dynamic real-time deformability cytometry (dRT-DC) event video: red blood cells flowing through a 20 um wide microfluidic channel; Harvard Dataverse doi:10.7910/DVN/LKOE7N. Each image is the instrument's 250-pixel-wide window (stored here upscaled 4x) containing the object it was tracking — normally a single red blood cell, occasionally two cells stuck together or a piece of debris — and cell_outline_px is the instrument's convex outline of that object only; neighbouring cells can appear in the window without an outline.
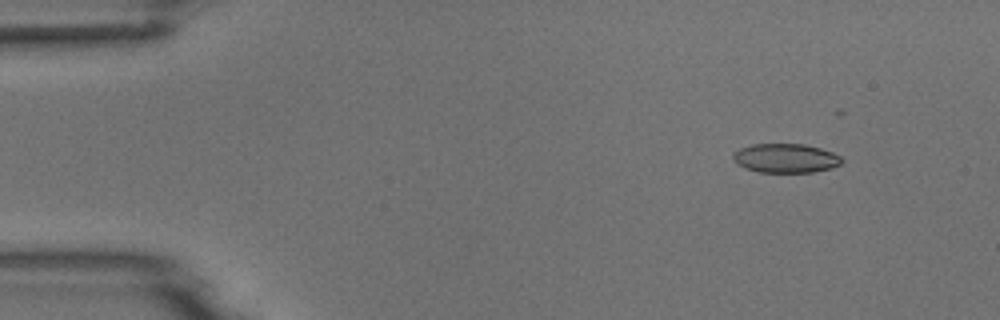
{"species": "common noctule bat (a hibernating species)", "species_latin": "Nyctalus noctula", "temperature_condition": "room temperature", "stored_images_in_passage": 6, "camera_frame_rate_fps": 3000, "um_per_image_px": 0.085, "animal": {"sex": "male", "body_mass_g": 18.8}, "frame": {"image": 1, "passage_image": 2, "time_ms": 1.0, "image_size_px": [1000, 320], "cell_outline_px": [[844, 160], [840, 164], [832, 168], [812, 172], [760, 172], [744, 168], [736, 164], [732, 160], [732, 156], [740, 148], [752, 144], [804, 144], [820, 148], [832, 152], [840, 156]], "centroid_in_image_um": [66.77, 13.45], "position_along_channel_um": 18.2, "area_um2": 18.5}}
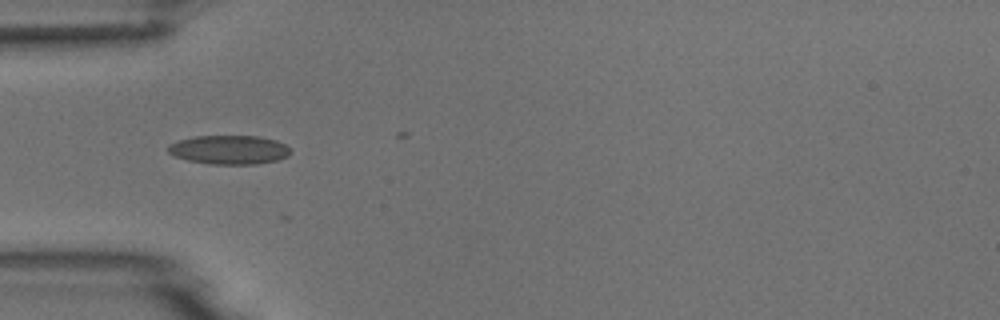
{"frame": {"image": 2, "passage_image": 5, "time_ms": 4.667, "image_size_px": [1000, 320], "cell_outline_px": [[292, 152], [288, 156], [276, 160], [256, 164], [212, 164], [188, 160], [176, 156], [168, 152], [168, 144], [192, 136], [260, 136], [276, 140], [284, 144]], "centroid_in_image_um": [19.49, 12.72], "position_along_channel_um": 65.5, "area_um2": 20.58}}